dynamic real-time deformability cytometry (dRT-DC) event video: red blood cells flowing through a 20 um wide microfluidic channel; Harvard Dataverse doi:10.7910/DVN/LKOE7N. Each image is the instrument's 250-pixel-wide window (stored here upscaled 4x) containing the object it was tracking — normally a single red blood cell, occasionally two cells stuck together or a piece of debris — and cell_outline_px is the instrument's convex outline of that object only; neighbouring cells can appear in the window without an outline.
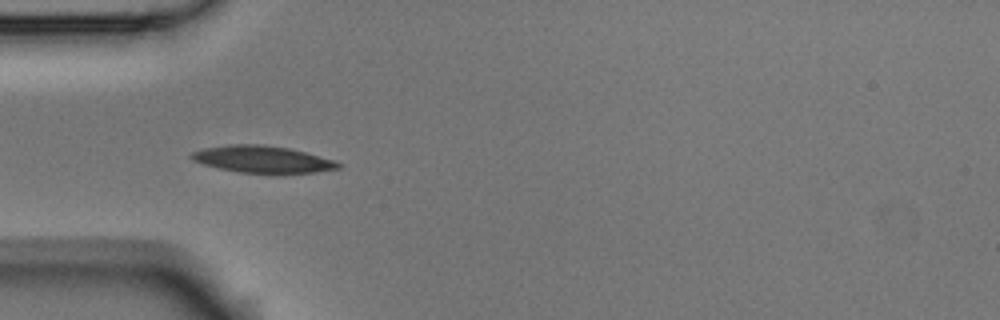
{"species": "Egyptian fruit bat (a non-hibernating species)", "species_latin": "Rousettus aegyptiacus", "temperature_condition": "room temperature", "stored_images_in_passage": 10, "camera_frame_rate_fps": 3000, "um_per_image_px": 0.085, "animal": {"sex": "male"}, "frame": {"image": 1, "passage_image": 1, "time_ms": 0.0, "image_size_px": [1000, 320], "cell_outline_px": [[340, 168], [316, 172], [240, 172], [220, 168], [204, 164], [192, 160], [188, 156], [192, 152], [204, 148], [228, 144], [264, 144], [288, 148], [304, 152], [332, 160], [340, 164]], "centroid_in_image_um": [22.24, 13.51], "position_along_channel_um": 62.8, "area_um2": 22.48}}
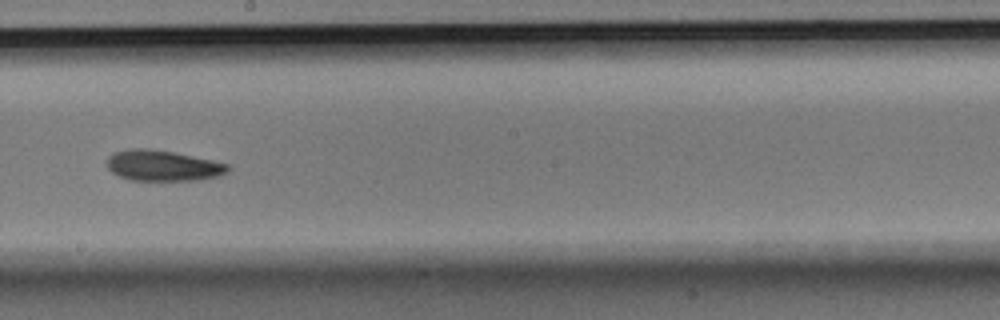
{"frame": {"image": 2, "passage_image": 5, "time_ms": 1.333, "image_size_px": [1000, 320], "cell_outline_px": [[228, 172], [220, 176], [200, 180], [128, 180], [112, 172], [108, 168], [108, 156], [112, 152], [128, 148], [144, 148], [172, 152], [212, 160], [228, 164]], "centroid_in_image_um": [13.82, 14.08], "position_along_channel_um": 234.4, "area_um2": 21.62}}
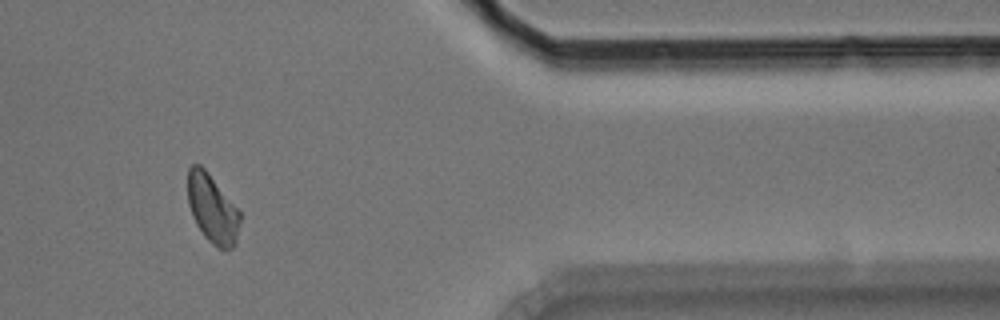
{"frame": {"image": 3, "passage_image": 9, "time_ms": 2.667, "image_size_px": [1000, 320], "cell_outline_px": [[240, 220], [236, 244], [232, 248], [216, 248], [204, 236], [196, 224], [192, 216], [188, 204], [188, 168], [192, 164], [200, 164], [208, 172], [240, 212]], "centroid_in_image_um": [18.04, 17.75], "position_along_channel_um": 393.4, "area_um2": 20.81}}